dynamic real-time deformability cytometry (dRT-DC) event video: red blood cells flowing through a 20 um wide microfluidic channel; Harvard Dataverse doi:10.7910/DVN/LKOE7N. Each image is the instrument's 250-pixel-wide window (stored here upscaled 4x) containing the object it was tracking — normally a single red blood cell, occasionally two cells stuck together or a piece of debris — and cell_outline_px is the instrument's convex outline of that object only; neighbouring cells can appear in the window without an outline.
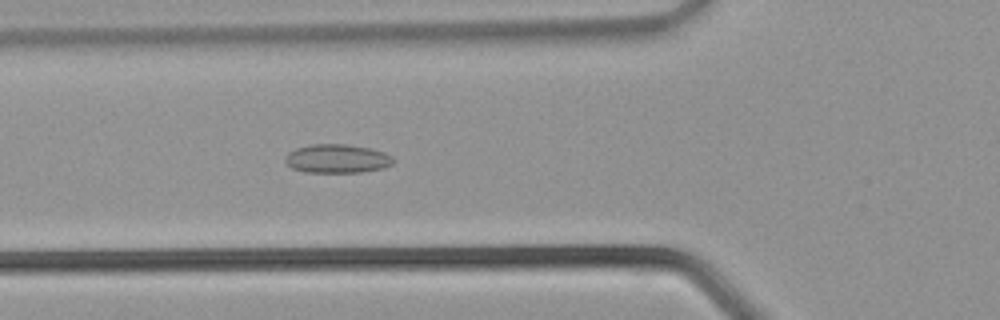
{"species": "common noctule bat (a hibernating species)", "species_latin": "Nyctalus noctula", "temperature_condition": "warm", "stored_images_in_passage": 25, "camera_frame_rate_fps": 3000, "um_per_image_px": 0.085, "animal": {"sex": "male", "body_mass_g": 21.5, "forearm_length_mm": 52.0}, "frame": {"image": 1, "passage_image": 5, "time_ms": 1.333, "image_size_px": [1000, 320], "cell_outline_px": [[392, 164], [384, 168], [360, 172], [304, 172], [292, 168], [284, 160], [288, 152], [296, 148], [312, 144], [348, 144], [372, 148], [384, 152], [392, 156]], "centroid_in_image_um": [28.65, 13.48], "position_along_channel_um": 97.1, "area_um2": 18.15}}
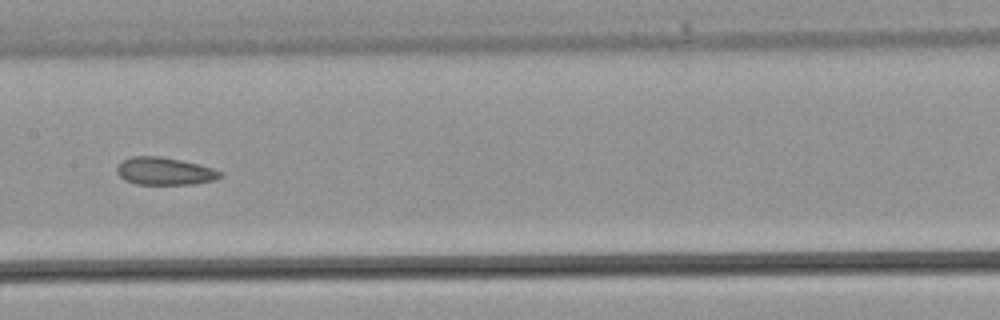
{"frame": {"image": 2, "passage_image": 10, "time_ms": 3.0, "image_size_px": [1000, 320], "cell_outline_px": [[224, 176], [216, 180], [192, 184], [136, 184], [124, 180], [116, 172], [116, 168], [124, 160], [132, 156], [160, 156], [180, 160], [212, 168], [224, 172]], "centroid_in_image_um": [14.02, 14.56], "position_along_channel_um": 193.4, "area_um2": 16.59}}
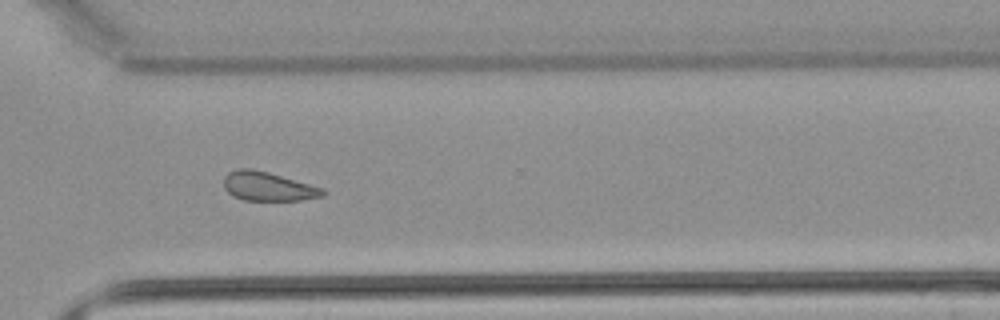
{"frame": {"image": 3, "passage_image": 18, "time_ms": 5.667, "image_size_px": [1000, 320], "cell_outline_px": [[328, 192], [324, 196], [300, 200], [244, 200], [232, 196], [224, 188], [224, 176], [228, 172], [240, 168], [252, 168], [268, 172], [324, 188]], "centroid_in_image_um": [22.79, 15.84], "position_along_channel_um": 347.8, "area_um2": 16.82}}